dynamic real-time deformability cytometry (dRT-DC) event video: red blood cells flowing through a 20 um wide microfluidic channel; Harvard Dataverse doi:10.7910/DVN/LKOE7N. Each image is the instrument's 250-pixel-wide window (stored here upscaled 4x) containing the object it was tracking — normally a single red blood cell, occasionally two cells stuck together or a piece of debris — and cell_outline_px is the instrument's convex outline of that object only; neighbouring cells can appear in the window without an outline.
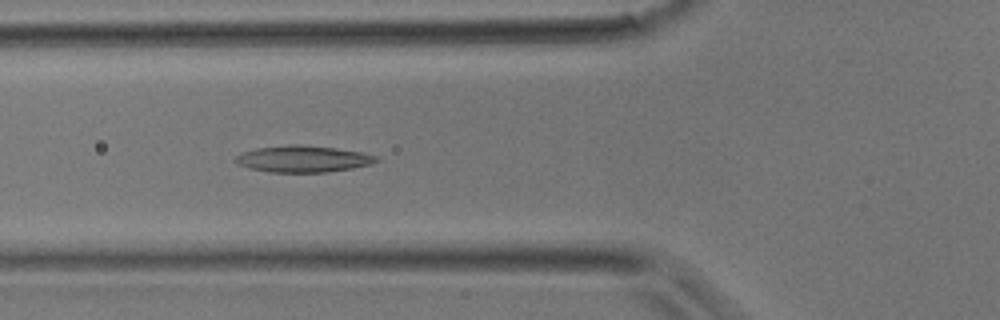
{"species": "common noctule bat (a hibernating species)", "species_latin": "Nyctalus noctula", "temperature_condition": "room temperature", "stored_images_in_passage": 39, "camera_frame_rate_fps": 3000, "um_per_image_px": 0.085, "animal": {"sex": "male", "body_mass_g": 17.9}, "frame": {"image": 1, "passage_image": 14, "time_ms": 4.333, "image_size_px": [1000, 320], "cell_outline_px": [[380, 160], [372, 164], [352, 168], [328, 172], [268, 172], [248, 168], [232, 160], [236, 156], [244, 152], [256, 148], [292, 144], [300, 144], [336, 148], [364, 152], [376, 156]], "centroid_in_image_um": [25.78, 13.5], "position_along_channel_um": 100.0, "area_um2": 21.91}}
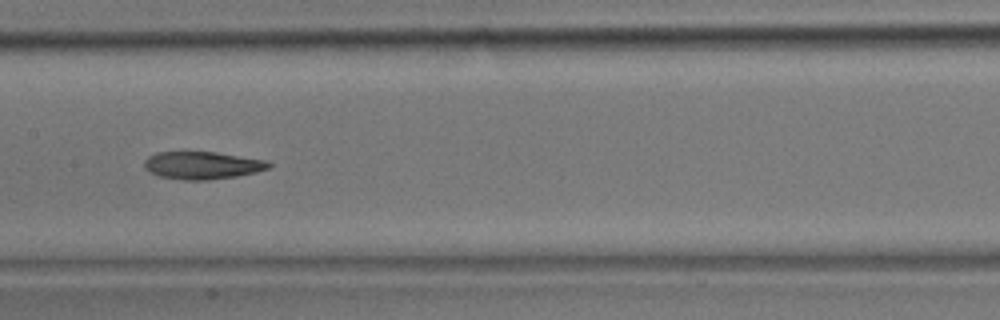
{"frame": {"image": 2, "passage_image": 19, "time_ms": 6.0, "image_size_px": [1000, 320], "cell_outline_px": [[272, 168], [256, 172], [236, 176], [208, 180], [184, 180], [160, 176], [148, 172], [144, 168], [144, 160], [148, 156], [156, 152], [216, 152], [268, 160], [272, 164]], "centroid_in_image_um": [17.21, 14.05], "position_along_channel_um": 190.2, "area_um2": 20.23}}
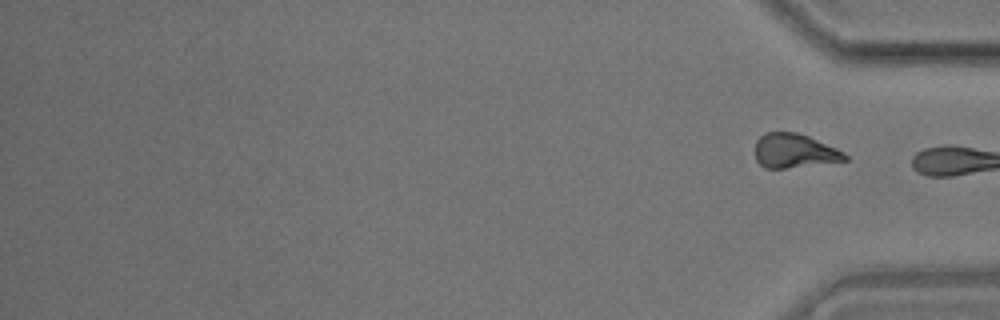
{"frame": {"image": 3, "passage_image": 39, "time_ms": 12.667, "image_size_px": [1000, 320], "cell_outline_px": [[848, 160], [784, 168], [764, 168], [756, 160], [756, 140], [764, 132], [796, 132], [808, 136], [836, 148], [844, 152], [848, 156]], "centroid_in_image_um": [67.5, 12.81], "position_along_channel_um": 367.7, "area_um2": 17.74}}